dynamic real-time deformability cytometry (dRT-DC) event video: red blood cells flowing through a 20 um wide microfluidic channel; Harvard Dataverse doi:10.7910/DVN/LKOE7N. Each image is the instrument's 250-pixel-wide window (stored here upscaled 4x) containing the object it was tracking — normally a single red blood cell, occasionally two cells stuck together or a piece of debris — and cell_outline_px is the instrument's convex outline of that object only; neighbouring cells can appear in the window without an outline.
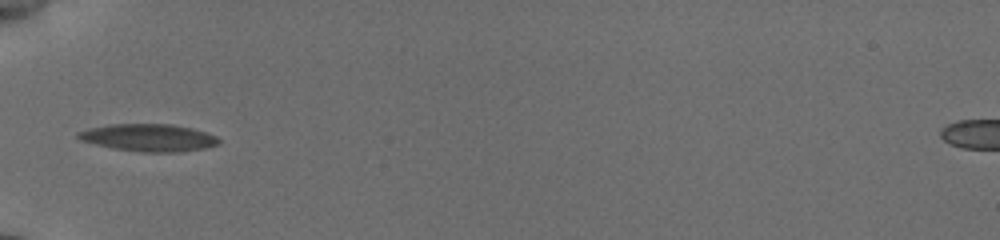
{"species": "common noctule bat (a hibernating species)", "species_latin": "Nyctalus noctula", "temperature_condition": "cold", "stored_images_in_passage": 3, "camera_frame_rate_fps": 3000, "um_per_image_px": 0.085, "animal": {"sex": "female", "body_mass_g": 19.5, "forearm_length_mm": 54.1}, "frame": {"image": 1, "passage_image": 1, "time_ms": 0.0, "image_size_px": [1000, 240], "cell_outline_px": [[220, 144], [204, 148], [180, 152], [144, 152], [112, 148], [80, 140], [76, 136], [76, 132], [88, 128], [108, 124], [172, 124], [192, 128], [216, 136], [220, 140]], "centroid_in_image_um": [12.62, 11.69], "position_along_channel_um": 72.4, "area_um2": 22.48}}